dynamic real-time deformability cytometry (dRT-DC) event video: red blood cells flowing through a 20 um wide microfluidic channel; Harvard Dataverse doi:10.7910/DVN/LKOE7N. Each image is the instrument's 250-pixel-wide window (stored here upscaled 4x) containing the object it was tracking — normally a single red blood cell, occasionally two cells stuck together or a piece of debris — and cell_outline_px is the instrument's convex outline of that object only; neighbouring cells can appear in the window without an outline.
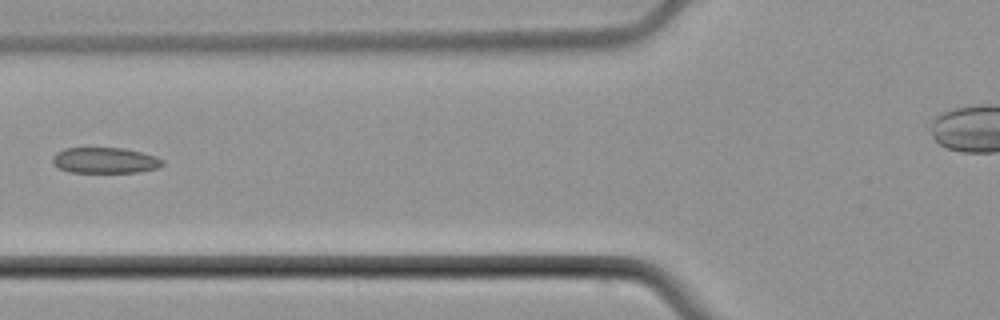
{"species": "common noctule bat (a hibernating species)", "species_latin": "Nyctalus noctula", "temperature_condition": "cold", "stored_images_in_passage": 3, "camera_frame_rate_fps": 3000, "um_per_image_px": 0.085, "animal": {"sex": "male", "body_mass_g": 21.5, "forearm_length_mm": 52.0}, "frame": {"image": 1, "passage_image": 3, "time_ms": 2.333, "image_size_px": [1000, 320], "cell_outline_px": [[164, 164], [156, 168], [136, 172], [68, 172], [60, 168], [52, 160], [52, 156], [56, 152], [64, 148], [124, 148], [156, 156], [164, 160]], "centroid_in_image_um": [8.92, 13.62], "position_along_channel_um": 116.9, "area_um2": 16.42}}